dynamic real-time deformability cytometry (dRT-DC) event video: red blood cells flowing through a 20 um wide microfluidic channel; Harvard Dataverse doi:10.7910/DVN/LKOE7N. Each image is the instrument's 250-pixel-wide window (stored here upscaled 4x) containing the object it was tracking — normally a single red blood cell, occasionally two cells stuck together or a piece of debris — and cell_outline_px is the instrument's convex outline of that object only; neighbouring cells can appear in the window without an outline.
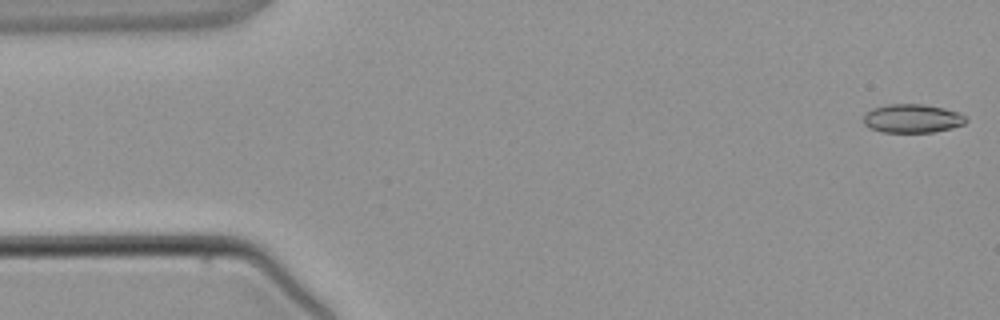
{"species": "common noctule bat (a hibernating species)", "species_latin": "Nyctalus noctula", "temperature_condition": "warm", "stored_images_in_passage": 4, "camera_frame_rate_fps": 3000, "um_per_image_px": 0.085, "animal": {"sex": "male", "body_mass_g": 21.5, "forearm_length_mm": 52.0}, "frame": {"image": 1, "passage_image": 1, "time_ms": 0.0, "image_size_px": [1000, 320], "cell_outline_px": [[968, 120], [964, 124], [952, 128], [932, 132], [880, 132], [868, 128], [864, 124], [864, 116], [872, 108], [888, 104], [924, 104], [944, 108], [960, 112], [968, 116]], "centroid_in_image_um": [77.58, 10.07], "position_along_channel_um": 7.4, "area_um2": 17.34}}
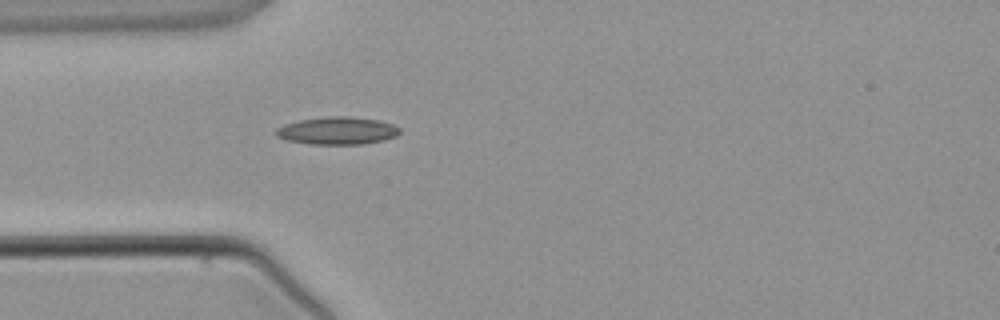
{"frame": {"image": 2, "passage_image": 4, "time_ms": 3.667, "image_size_px": [1000, 320], "cell_outline_px": [[400, 132], [396, 136], [384, 140], [364, 144], [312, 144], [288, 140], [276, 136], [276, 128], [284, 124], [300, 120], [328, 116], [352, 116], [380, 120], [392, 124], [400, 128]], "centroid_in_image_um": [28.7, 11.1], "position_along_channel_um": 56.3, "area_um2": 19.94}}